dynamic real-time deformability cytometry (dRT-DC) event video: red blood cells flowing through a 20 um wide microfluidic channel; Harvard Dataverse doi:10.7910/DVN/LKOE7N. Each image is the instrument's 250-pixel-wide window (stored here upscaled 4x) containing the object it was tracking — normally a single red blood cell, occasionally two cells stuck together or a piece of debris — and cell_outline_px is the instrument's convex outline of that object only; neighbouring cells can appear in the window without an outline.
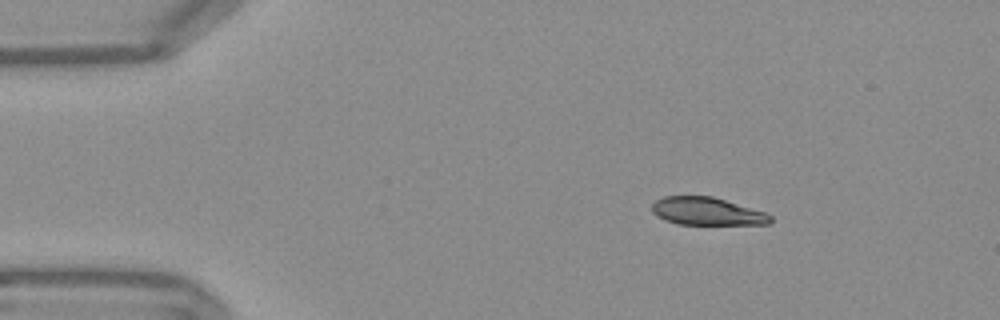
{"species": "Egyptian fruit bat (a non-hibernating species)", "species_latin": "Rousettus aegyptiacus", "temperature_condition": "warm", "stored_images_in_passage": 46, "camera_frame_rate_fps": 3000, "um_per_image_px": 0.085, "frame": {"image": 1, "passage_image": 1, "time_ms": 0.0, "image_size_px": [1000, 320], "cell_outline_px": [[772, 220], [768, 224], [680, 224], [664, 220], [656, 216], [652, 212], [652, 204], [656, 200], [664, 196], [712, 196], [764, 212], [772, 216]], "centroid_in_image_um": [60.05, 17.96], "position_along_channel_um": 24.9, "area_um2": 19.02}}
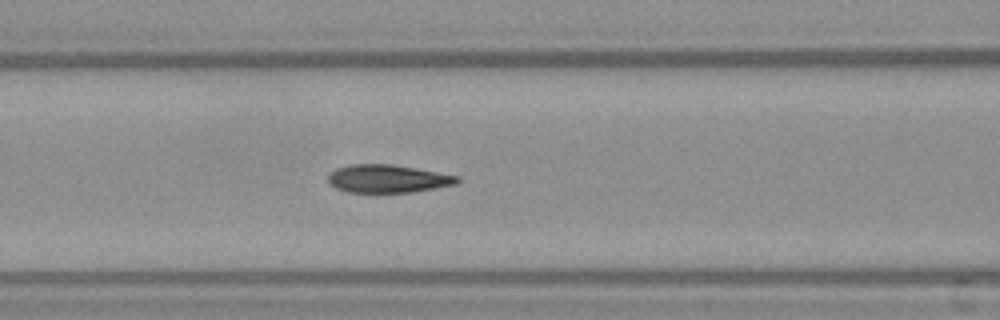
{"frame": {"image": 2, "passage_image": 15, "time_ms": 4.667, "image_size_px": [1000, 320], "cell_outline_px": [[460, 180], [456, 184], [412, 192], [348, 192], [336, 188], [328, 184], [328, 172], [336, 168], [348, 164], [392, 164], [460, 176]], "centroid_in_image_um": [32.91, 15.18], "position_along_channel_um": 133.7, "area_um2": 21.15}}
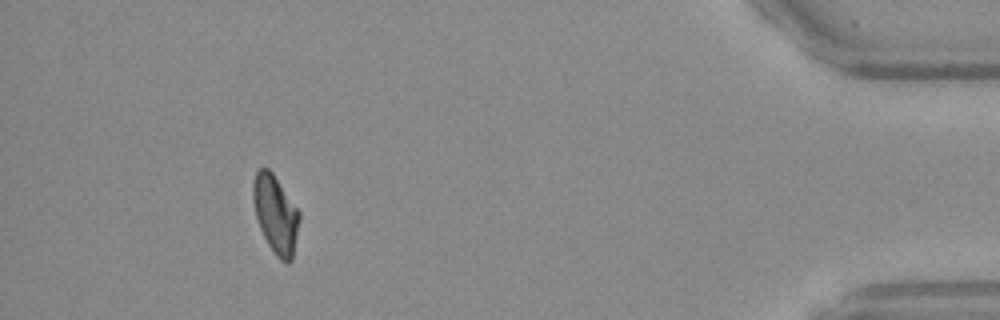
{"frame": {"image": 3, "passage_image": 42, "time_ms": 13.667, "image_size_px": [1000, 320], "cell_outline_px": [[300, 220], [292, 260], [288, 264], [280, 260], [276, 256], [268, 244], [260, 228], [256, 216], [252, 200], [252, 184], [256, 172], [260, 168], [268, 168], [272, 172], [300, 212]], "centroid_in_image_um": [23.42, 18.22], "position_along_channel_um": 411.8, "area_um2": 21.04}, "authors_computed_cell_mechanics": {"area_um2": 21.5016, "velocity_mm_per_s": 3.7832, "shape_relaxation_time_tau1_ms": 6.6877, "shape_relaxation_time_tau2_ms": 1.3875, "deformation_change_tau1": 0.1985, "deformation_change_tau2": 0.0529}}